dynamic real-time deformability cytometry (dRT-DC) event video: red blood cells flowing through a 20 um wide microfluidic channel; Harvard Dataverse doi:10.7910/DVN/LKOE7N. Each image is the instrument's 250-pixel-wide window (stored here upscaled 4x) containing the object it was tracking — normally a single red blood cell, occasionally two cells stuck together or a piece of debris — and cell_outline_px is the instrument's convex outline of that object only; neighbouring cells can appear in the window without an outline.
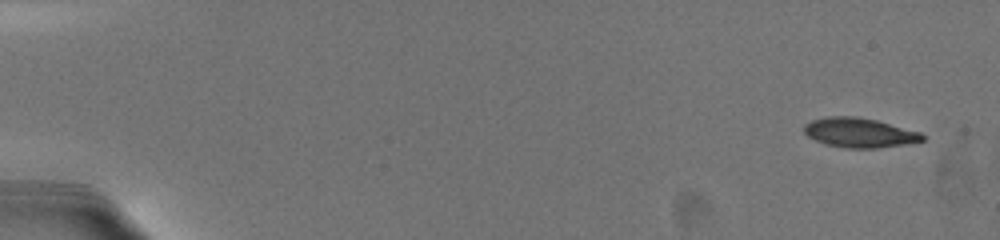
{"species": "common noctule bat (a hibernating species)", "species_latin": "Nyctalus noctula", "temperature_condition": "warm", "stored_images_in_passage": 23, "camera_frame_rate_fps": 3000, "um_per_image_px": 0.085, "animal": {"sex": "female", "body_mass_g": 19.5, "forearm_length_mm": 54.1}, "frame": {"image": 1, "passage_image": 1, "time_ms": 0.0, "image_size_px": [1000, 240], "cell_outline_px": [[924, 140], [904, 144], [876, 148], [848, 148], [824, 144], [808, 136], [804, 132], [804, 124], [812, 120], [828, 116], [856, 116], [876, 120], [920, 132], [924, 136]], "centroid_in_image_um": [73.02, 11.27], "position_along_channel_um": 12.0, "area_um2": 20.23}}
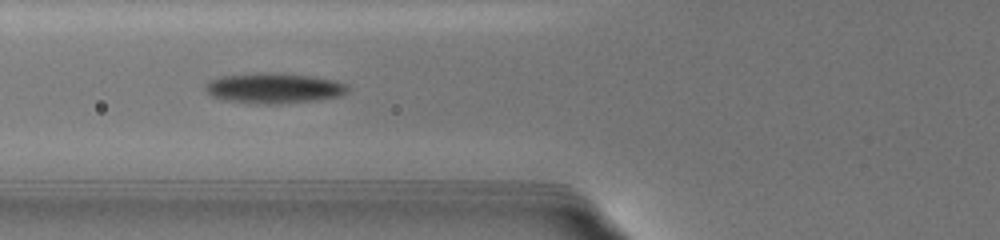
{"frame": {"image": 2, "passage_image": 14, "time_ms": 7.0, "image_size_px": [1000, 240], "cell_outline_px": [[348, 92], [340, 96], [320, 100], [280, 104], [260, 104], [224, 100], [212, 96], [204, 88], [212, 80], [224, 76], [312, 76], [332, 80], [348, 84]], "centroid_in_image_um": [23.38, 7.57], "position_along_channel_um": 102.4, "area_um2": 23.76}}
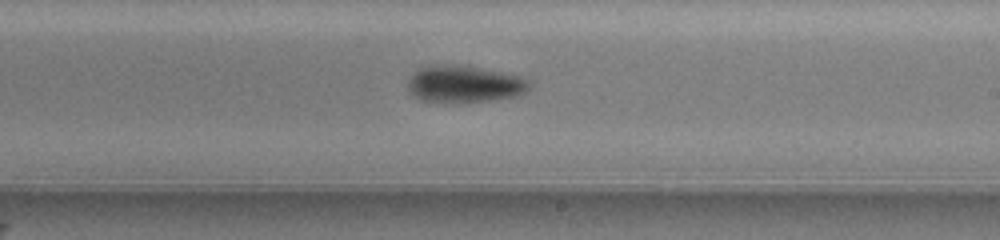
{"frame": {"image": 3, "passage_image": 23, "time_ms": 11.0, "image_size_px": [1000, 240], "cell_outline_px": [[532, 88], [516, 96], [492, 100], [456, 104], [444, 104], [420, 100], [408, 92], [408, 80], [420, 68], [480, 68], [520, 76], [532, 80]], "centroid_in_image_um": [39.54, 7.25], "position_along_channel_um": 249.5, "area_um2": 25.72}}